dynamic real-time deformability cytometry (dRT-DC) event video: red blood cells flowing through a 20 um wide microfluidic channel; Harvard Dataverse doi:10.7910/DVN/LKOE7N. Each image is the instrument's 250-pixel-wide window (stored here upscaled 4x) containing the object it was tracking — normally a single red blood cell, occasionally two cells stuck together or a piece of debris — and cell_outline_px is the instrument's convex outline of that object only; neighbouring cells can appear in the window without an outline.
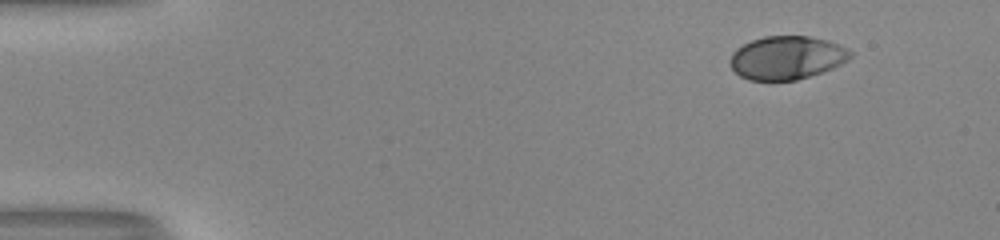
{"species": "human", "species_latin": "Homo sapiens", "temperature_condition": "room temperature", "stored_images_in_passage": 44, "camera_frame_rate_fps": 3000, "um_per_image_px": 0.085, "donor": {"sex": "male"}, "frame": {"image": 1, "passage_image": 1, "time_ms": 0.0, "image_size_px": [1000, 240], "cell_outline_px": [[808, 72], [800, 76], [788, 80], [760, 80], [744, 76], [732, 64], [732, 60], [740, 48], [748, 44], [760, 40], [776, 36], [800, 36], [804, 40]], "centroid_in_image_um": [65.69, 5.0], "position_along_channel_um": 19.3, "area_um2": 19.54}}
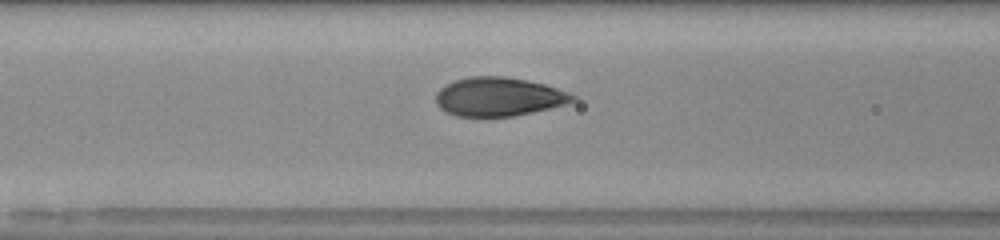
{"frame": {"image": 2, "passage_image": 18, "time_ms": 5.667, "image_size_px": [1000, 240], "cell_outline_px": [[564, 96], [560, 100], [552, 104], [520, 112], [496, 116], [476, 116], [456, 112], [448, 108], [444, 104], [440, 96], [448, 88], [456, 84], [468, 80], [516, 80], [548, 88]], "centroid_in_image_um": [42.25, 8.27], "position_along_channel_um": 124.3, "area_um2": 23.81}}
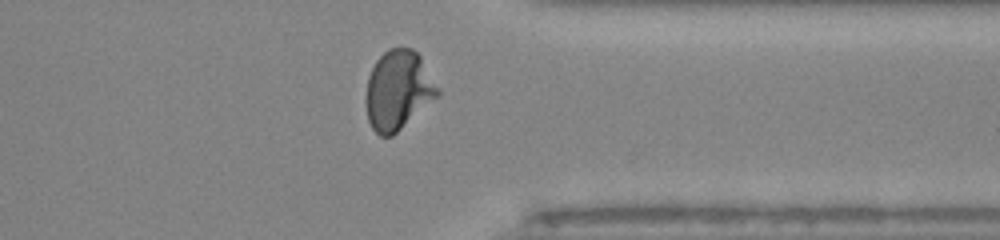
{"frame": {"image": 3, "passage_image": 37, "time_ms": 12.0, "image_size_px": [1000, 240], "cell_outline_px": [[420, 88], [400, 124], [392, 132], [384, 136], [372, 124], [368, 112], [368, 88], [372, 72], [376, 64], [388, 52], [412, 52], [416, 56]], "centroid_in_image_um": [33.36, 7.66], "position_along_channel_um": 378.0, "area_um2": 23.18}}